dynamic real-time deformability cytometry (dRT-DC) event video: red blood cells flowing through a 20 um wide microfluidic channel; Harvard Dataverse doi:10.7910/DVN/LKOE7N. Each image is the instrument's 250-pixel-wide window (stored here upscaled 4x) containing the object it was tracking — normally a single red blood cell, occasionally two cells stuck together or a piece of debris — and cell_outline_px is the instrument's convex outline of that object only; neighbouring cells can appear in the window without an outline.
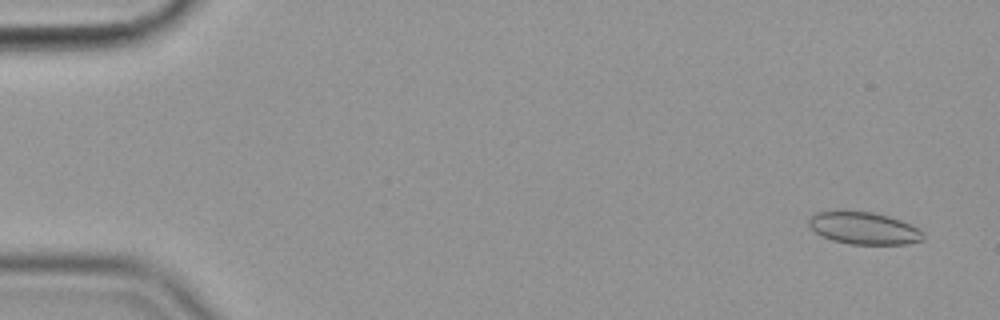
{"species": "common noctule bat (a hibernating species)", "species_latin": "Nyctalus noctula", "temperature_condition": "cold", "stored_images_in_passage": 57, "camera_frame_rate_fps": 3000, "um_per_image_px": 0.085, "animal": {"sex": "female", "body_mass_g": 19.9}, "frame": {"image": 1, "passage_image": 3, "time_ms": 0.667, "image_size_px": [1000, 320], "cell_outline_px": [[924, 236], [920, 240], [904, 244], [852, 244], [832, 240], [816, 232], [808, 224], [808, 220], [816, 212], [840, 208], [848, 208], [872, 212], [888, 216], [900, 220], [924, 232]], "centroid_in_image_um": [73.36, 19.34], "position_along_channel_um": 11.6, "area_um2": 21.79}}
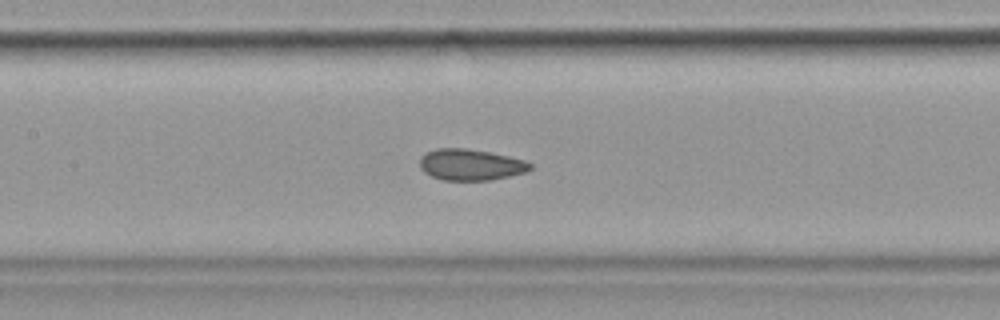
{"frame": {"image": 2, "passage_image": 27, "time_ms": 8.667, "image_size_px": [1000, 320], "cell_outline_px": [[532, 168], [528, 172], [492, 180], [444, 180], [432, 176], [424, 172], [420, 168], [420, 156], [436, 148], [464, 148], [492, 152], [524, 160], [532, 164]], "centroid_in_image_um": [40.03, 14.0], "position_along_channel_um": 167.4, "area_um2": 20.23}}
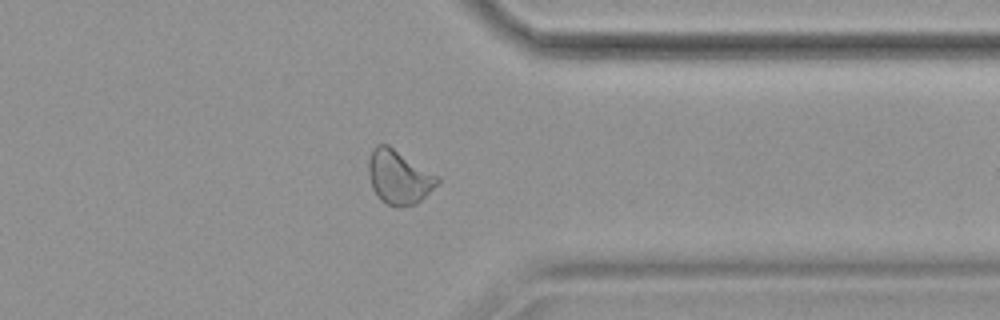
{"frame": {"image": 3, "passage_image": 45, "time_ms": 14.667, "image_size_px": [1000, 320], "cell_outline_px": [[440, 180], [416, 204], [400, 208], [396, 208], [380, 200], [372, 188], [368, 176], [368, 160], [372, 148], [376, 144], [388, 144], [440, 176]], "centroid_in_image_um": [33.88, 15.04], "position_along_channel_um": 377.5, "area_um2": 21.91}, "authors_computed_cell_mechanics": {"area_um2": 21.2704, "velocity_mm_per_s": 3.5662, "shape_relaxation_time_tau1_ms": null, "shape_relaxation_time_tau2_ms": 1.544, "deformation_change_tau1": null, "deformation_change_tau2": 0.0598}}